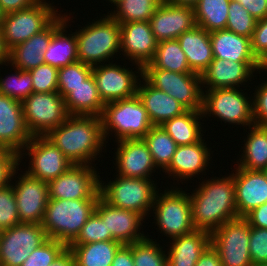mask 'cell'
Returning <instances> with one entry per match:
<instances>
[{
	"instance_id": "1",
	"label": "cell",
	"mask_w": 267,
	"mask_h": 266,
	"mask_svg": "<svg viewBox=\"0 0 267 266\" xmlns=\"http://www.w3.org/2000/svg\"><path fill=\"white\" fill-rule=\"evenodd\" d=\"M195 229L212 233L238 217L233 175L204 180L189 195Z\"/></svg>"
},
{
	"instance_id": "2",
	"label": "cell",
	"mask_w": 267,
	"mask_h": 266,
	"mask_svg": "<svg viewBox=\"0 0 267 266\" xmlns=\"http://www.w3.org/2000/svg\"><path fill=\"white\" fill-rule=\"evenodd\" d=\"M46 137L74 165L93 164L92 161L106 147L101 117L98 116L69 115Z\"/></svg>"
},
{
	"instance_id": "3",
	"label": "cell",
	"mask_w": 267,
	"mask_h": 266,
	"mask_svg": "<svg viewBox=\"0 0 267 266\" xmlns=\"http://www.w3.org/2000/svg\"><path fill=\"white\" fill-rule=\"evenodd\" d=\"M97 201L98 199L49 198L41 223L47 238L69 246L77 238L87 219L94 213Z\"/></svg>"
},
{
	"instance_id": "4",
	"label": "cell",
	"mask_w": 267,
	"mask_h": 266,
	"mask_svg": "<svg viewBox=\"0 0 267 266\" xmlns=\"http://www.w3.org/2000/svg\"><path fill=\"white\" fill-rule=\"evenodd\" d=\"M76 30L78 61L89 66L113 59L120 50V23L108 13L104 18ZM116 53V54H115ZM113 56V57H112Z\"/></svg>"
},
{
	"instance_id": "5",
	"label": "cell",
	"mask_w": 267,
	"mask_h": 266,
	"mask_svg": "<svg viewBox=\"0 0 267 266\" xmlns=\"http://www.w3.org/2000/svg\"><path fill=\"white\" fill-rule=\"evenodd\" d=\"M100 117L105 143H108L106 137L110 136V132L111 135L113 132L119 141L143 138L153 127L147 110L137 95L105 103Z\"/></svg>"
},
{
	"instance_id": "6",
	"label": "cell",
	"mask_w": 267,
	"mask_h": 266,
	"mask_svg": "<svg viewBox=\"0 0 267 266\" xmlns=\"http://www.w3.org/2000/svg\"><path fill=\"white\" fill-rule=\"evenodd\" d=\"M117 176L107 184L100 180L101 197L111 206L135 211L145 218L157 193L153 179Z\"/></svg>"
},
{
	"instance_id": "7",
	"label": "cell",
	"mask_w": 267,
	"mask_h": 266,
	"mask_svg": "<svg viewBox=\"0 0 267 266\" xmlns=\"http://www.w3.org/2000/svg\"><path fill=\"white\" fill-rule=\"evenodd\" d=\"M180 189V190H179ZM182 188L173 187L155 195L153 212L156 224L161 233L170 239L184 236L195 230L192 221L191 203L189 194Z\"/></svg>"
},
{
	"instance_id": "8",
	"label": "cell",
	"mask_w": 267,
	"mask_h": 266,
	"mask_svg": "<svg viewBox=\"0 0 267 266\" xmlns=\"http://www.w3.org/2000/svg\"><path fill=\"white\" fill-rule=\"evenodd\" d=\"M240 88L202 89V113L228 124L254 125L252 99ZM249 99V100H248Z\"/></svg>"
},
{
	"instance_id": "9",
	"label": "cell",
	"mask_w": 267,
	"mask_h": 266,
	"mask_svg": "<svg viewBox=\"0 0 267 266\" xmlns=\"http://www.w3.org/2000/svg\"><path fill=\"white\" fill-rule=\"evenodd\" d=\"M21 105L25 125L32 137L47 136L69 116L64 98L57 91L33 92Z\"/></svg>"
},
{
	"instance_id": "10",
	"label": "cell",
	"mask_w": 267,
	"mask_h": 266,
	"mask_svg": "<svg viewBox=\"0 0 267 266\" xmlns=\"http://www.w3.org/2000/svg\"><path fill=\"white\" fill-rule=\"evenodd\" d=\"M54 6L40 0L29 8L8 13L0 25L4 43L10 50L44 30L59 14Z\"/></svg>"
},
{
	"instance_id": "11",
	"label": "cell",
	"mask_w": 267,
	"mask_h": 266,
	"mask_svg": "<svg viewBox=\"0 0 267 266\" xmlns=\"http://www.w3.org/2000/svg\"><path fill=\"white\" fill-rule=\"evenodd\" d=\"M142 77L154 88L176 99L187 110L202 111L201 75L162 69H142Z\"/></svg>"
},
{
	"instance_id": "12",
	"label": "cell",
	"mask_w": 267,
	"mask_h": 266,
	"mask_svg": "<svg viewBox=\"0 0 267 266\" xmlns=\"http://www.w3.org/2000/svg\"><path fill=\"white\" fill-rule=\"evenodd\" d=\"M250 224L239 217L211 233V245L218 251L222 266H251Z\"/></svg>"
},
{
	"instance_id": "13",
	"label": "cell",
	"mask_w": 267,
	"mask_h": 266,
	"mask_svg": "<svg viewBox=\"0 0 267 266\" xmlns=\"http://www.w3.org/2000/svg\"><path fill=\"white\" fill-rule=\"evenodd\" d=\"M22 152L19 154L20 163L26 153V156L31 157L30 166L25 172L45 182L56 179L74 165L46 136L32 137Z\"/></svg>"
},
{
	"instance_id": "14",
	"label": "cell",
	"mask_w": 267,
	"mask_h": 266,
	"mask_svg": "<svg viewBox=\"0 0 267 266\" xmlns=\"http://www.w3.org/2000/svg\"><path fill=\"white\" fill-rule=\"evenodd\" d=\"M41 224L20 223L0 235V266H21L47 240Z\"/></svg>"
},
{
	"instance_id": "15",
	"label": "cell",
	"mask_w": 267,
	"mask_h": 266,
	"mask_svg": "<svg viewBox=\"0 0 267 266\" xmlns=\"http://www.w3.org/2000/svg\"><path fill=\"white\" fill-rule=\"evenodd\" d=\"M92 165H72L66 172L48 182L52 199H99L100 176Z\"/></svg>"
},
{
	"instance_id": "16",
	"label": "cell",
	"mask_w": 267,
	"mask_h": 266,
	"mask_svg": "<svg viewBox=\"0 0 267 266\" xmlns=\"http://www.w3.org/2000/svg\"><path fill=\"white\" fill-rule=\"evenodd\" d=\"M95 212L105 222L106 241H118L122 245L141 241L147 236L140 232L144 217L135 211L111 206L101 196Z\"/></svg>"
},
{
	"instance_id": "17",
	"label": "cell",
	"mask_w": 267,
	"mask_h": 266,
	"mask_svg": "<svg viewBox=\"0 0 267 266\" xmlns=\"http://www.w3.org/2000/svg\"><path fill=\"white\" fill-rule=\"evenodd\" d=\"M157 44L149 21L120 23V51L138 66L135 73L140 77L142 68L154 58Z\"/></svg>"
},
{
	"instance_id": "18",
	"label": "cell",
	"mask_w": 267,
	"mask_h": 266,
	"mask_svg": "<svg viewBox=\"0 0 267 266\" xmlns=\"http://www.w3.org/2000/svg\"><path fill=\"white\" fill-rule=\"evenodd\" d=\"M92 75L104 103L136 96L140 78L126 66L101 63L93 66Z\"/></svg>"
},
{
	"instance_id": "19",
	"label": "cell",
	"mask_w": 267,
	"mask_h": 266,
	"mask_svg": "<svg viewBox=\"0 0 267 266\" xmlns=\"http://www.w3.org/2000/svg\"><path fill=\"white\" fill-rule=\"evenodd\" d=\"M12 187L21 223L41 224L49 200L48 182L29 176L26 172Z\"/></svg>"
},
{
	"instance_id": "20",
	"label": "cell",
	"mask_w": 267,
	"mask_h": 266,
	"mask_svg": "<svg viewBox=\"0 0 267 266\" xmlns=\"http://www.w3.org/2000/svg\"><path fill=\"white\" fill-rule=\"evenodd\" d=\"M264 70L260 62H235L213 58L209 67L201 74V86L205 89L240 88L254 77V71ZM245 82V83H244ZM206 85V86H204Z\"/></svg>"
},
{
	"instance_id": "21",
	"label": "cell",
	"mask_w": 267,
	"mask_h": 266,
	"mask_svg": "<svg viewBox=\"0 0 267 266\" xmlns=\"http://www.w3.org/2000/svg\"><path fill=\"white\" fill-rule=\"evenodd\" d=\"M155 39H177L181 34L193 29L195 21L194 8L161 2L149 20Z\"/></svg>"
},
{
	"instance_id": "22",
	"label": "cell",
	"mask_w": 267,
	"mask_h": 266,
	"mask_svg": "<svg viewBox=\"0 0 267 266\" xmlns=\"http://www.w3.org/2000/svg\"><path fill=\"white\" fill-rule=\"evenodd\" d=\"M31 138L25 125L21 102L0 94V147L19 155Z\"/></svg>"
},
{
	"instance_id": "23",
	"label": "cell",
	"mask_w": 267,
	"mask_h": 266,
	"mask_svg": "<svg viewBox=\"0 0 267 266\" xmlns=\"http://www.w3.org/2000/svg\"><path fill=\"white\" fill-rule=\"evenodd\" d=\"M116 142L118 147L114 159L117 164L115 168L118 170L117 175L151 179V174L157 167L144 140L142 138L122 139Z\"/></svg>"
},
{
	"instance_id": "24",
	"label": "cell",
	"mask_w": 267,
	"mask_h": 266,
	"mask_svg": "<svg viewBox=\"0 0 267 266\" xmlns=\"http://www.w3.org/2000/svg\"><path fill=\"white\" fill-rule=\"evenodd\" d=\"M232 175L238 217L267 202V179L263 171L236 167Z\"/></svg>"
},
{
	"instance_id": "25",
	"label": "cell",
	"mask_w": 267,
	"mask_h": 266,
	"mask_svg": "<svg viewBox=\"0 0 267 266\" xmlns=\"http://www.w3.org/2000/svg\"><path fill=\"white\" fill-rule=\"evenodd\" d=\"M204 141L202 139L198 143L178 146L171 163L164 172L176 180L182 179L181 181L192 179L198 173L203 174L212 158L210 157L212 153Z\"/></svg>"
},
{
	"instance_id": "26",
	"label": "cell",
	"mask_w": 267,
	"mask_h": 266,
	"mask_svg": "<svg viewBox=\"0 0 267 266\" xmlns=\"http://www.w3.org/2000/svg\"><path fill=\"white\" fill-rule=\"evenodd\" d=\"M141 78L144 82L142 83L140 79L136 95L147 110L153 126H160L165 121L180 116L187 111L176 99L154 88L143 77Z\"/></svg>"
},
{
	"instance_id": "27",
	"label": "cell",
	"mask_w": 267,
	"mask_h": 266,
	"mask_svg": "<svg viewBox=\"0 0 267 266\" xmlns=\"http://www.w3.org/2000/svg\"><path fill=\"white\" fill-rule=\"evenodd\" d=\"M54 35V20L42 31L9 50L8 64L22 71H30L44 64L43 54Z\"/></svg>"
},
{
	"instance_id": "28",
	"label": "cell",
	"mask_w": 267,
	"mask_h": 266,
	"mask_svg": "<svg viewBox=\"0 0 267 266\" xmlns=\"http://www.w3.org/2000/svg\"><path fill=\"white\" fill-rule=\"evenodd\" d=\"M70 16L59 14L54 19V35L43 54L44 64H49L57 69L78 61L77 38L75 32L65 34Z\"/></svg>"
},
{
	"instance_id": "29",
	"label": "cell",
	"mask_w": 267,
	"mask_h": 266,
	"mask_svg": "<svg viewBox=\"0 0 267 266\" xmlns=\"http://www.w3.org/2000/svg\"><path fill=\"white\" fill-rule=\"evenodd\" d=\"M172 240L167 252V266H195L201 254L211 244V233L195 229Z\"/></svg>"
},
{
	"instance_id": "30",
	"label": "cell",
	"mask_w": 267,
	"mask_h": 266,
	"mask_svg": "<svg viewBox=\"0 0 267 266\" xmlns=\"http://www.w3.org/2000/svg\"><path fill=\"white\" fill-rule=\"evenodd\" d=\"M193 73L201 75L213 60L210 32L200 26L184 32L177 38Z\"/></svg>"
},
{
	"instance_id": "31",
	"label": "cell",
	"mask_w": 267,
	"mask_h": 266,
	"mask_svg": "<svg viewBox=\"0 0 267 266\" xmlns=\"http://www.w3.org/2000/svg\"><path fill=\"white\" fill-rule=\"evenodd\" d=\"M214 58L235 62H259L251 49V38L235 34L227 29L210 32Z\"/></svg>"
},
{
	"instance_id": "32",
	"label": "cell",
	"mask_w": 267,
	"mask_h": 266,
	"mask_svg": "<svg viewBox=\"0 0 267 266\" xmlns=\"http://www.w3.org/2000/svg\"><path fill=\"white\" fill-rule=\"evenodd\" d=\"M64 101L69 115L100 117L105 106L98 93L93 75L77 87L71 88V92L64 98Z\"/></svg>"
},
{
	"instance_id": "33",
	"label": "cell",
	"mask_w": 267,
	"mask_h": 266,
	"mask_svg": "<svg viewBox=\"0 0 267 266\" xmlns=\"http://www.w3.org/2000/svg\"><path fill=\"white\" fill-rule=\"evenodd\" d=\"M202 111L187 110L182 115L165 121L161 127L169 134L178 146L198 143L202 140L203 130L200 119Z\"/></svg>"
},
{
	"instance_id": "34",
	"label": "cell",
	"mask_w": 267,
	"mask_h": 266,
	"mask_svg": "<svg viewBox=\"0 0 267 266\" xmlns=\"http://www.w3.org/2000/svg\"><path fill=\"white\" fill-rule=\"evenodd\" d=\"M242 157L237 161V167L245 170H259L267 168V126L252 125L248 127Z\"/></svg>"
},
{
	"instance_id": "35",
	"label": "cell",
	"mask_w": 267,
	"mask_h": 266,
	"mask_svg": "<svg viewBox=\"0 0 267 266\" xmlns=\"http://www.w3.org/2000/svg\"><path fill=\"white\" fill-rule=\"evenodd\" d=\"M122 246L118 241L70 244L75 266H111L115 253Z\"/></svg>"
},
{
	"instance_id": "36",
	"label": "cell",
	"mask_w": 267,
	"mask_h": 266,
	"mask_svg": "<svg viewBox=\"0 0 267 266\" xmlns=\"http://www.w3.org/2000/svg\"><path fill=\"white\" fill-rule=\"evenodd\" d=\"M142 69H162L177 73H193L177 39L159 41L154 58Z\"/></svg>"
},
{
	"instance_id": "37",
	"label": "cell",
	"mask_w": 267,
	"mask_h": 266,
	"mask_svg": "<svg viewBox=\"0 0 267 266\" xmlns=\"http://www.w3.org/2000/svg\"><path fill=\"white\" fill-rule=\"evenodd\" d=\"M231 0H199L194 6L197 26L208 32L226 28Z\"/></svg>"
},
{
	"instance_id": "38",
	"label": "cell",
	"mask_w": 267,
	"mask_h": 266,
	"mask_svg": "<svg viewBox=\"0 0 267 266\" xmlns=\"http://www.w3.org/2000/svg\"><path fill=\"white\" fill-rule=\"evenodd\" d=\"M146 143L156 167L164 171L172 161L178 147L169 134L160 126H153L142 138Z\"/></svg>"
},
{
	"instance_id": "39",
	"label": "cell",
	"mask_w": 267,
	"mask_h": 266,
	"mask_svg": "<svg viewBox=\"0 0 267 266\" xmlns=\"http://www.w3.org/2000/svg\"><path fill=\"white\" fill-rule=\"evenodd\" d=\"M163 0H120L109 15L119 23L149 21Z\"/></svg>"
},
{
	"instance_id": "40",
	"label": "cell",
	"mask_w": 267,
	"mask_h": 266,
	"mask_svg": "<svg viewBox=\"0 0 267 266\" xmlns=\"http://www.w3.org/2000/svg\"><path fill=\"white\" fill-rule=\"evenodd\" d=\"M132 249L135 266H167V254L162 246L148 236L128 245Z\"/></svg>"
},
{
	"instance_id": "41",
	"label": "cell",
	"mask_w": 267,
	"mask_h": 266,
	"mask_svg": "<svg viewBox=\"0 0 267 266\" xmlns=\"http://www.w3.org/2000/svg\"><path fill=\"white\" fill-rule=\"evenodd\" d=\"M92 70V66L83 64L81 61L59 68L57 92L65 98L71 92V88L82 84L92 75Z\"/></svg>"
},
{
	"instance_id": "42",
	"label": "cell",
	"mask_w": 267,
	"mask_h": 266,
	"mask_svg": "<svg viewBox=\"0 0 267 266\" xmlns=\"http://www.w3.org/2000/svg\"><path fill=\"white\" fill-rule=\"evenodd\" d=\"M32 93V76L29 71L15 68V73L5 79L0 76V94L22 102Z\"/></svg>"
},
{
	"instance_id": "43",
	"label": "cell",
	"mask_w": 267,
	"mask_h": 266,
	"mask_svg": "<svg viewBox=\"0 0 267 266\" xmlns=\"http://www.w3.org/2000/svg\"><path fill=\"white\" fill-rule=\"evenodd\" d=\"M257 20L248 12L242 4L237 1H230L226 28L235 34L251 38Z\"/></svg>"
},
{
	"instance_id": "44",
	"label": "cell",
	"mask_w": 267,
	"mask_h": 266,
	"mask_svg": "<svg viewBox=\"0 0 267 266\" xmlns=\"http://www.w3.org/2000/svg\"><path fill=\"white\" fill-rule=\"evenodd\" d=\"M67 248L68 246L63 242L48 238L30 254L21 266H49Z\"/></svg>"
},
{
	"instance_id": "45",
	"label": "cell",
	"mask_w": 267,
	"mask_h": 266,
	"mask_svg": "<svg viewBox=\"0 0 267 266\" xmlns=\"http://www.w3.org/2000/svg\"><path fill=\"white\" fill-rule=\"evenodd\" d=\"M12 183L0 188V231L21 223Z\"/></svg>"
},
{
	"instance_id": "46",
	"label": "cell",
	"mask_w": 267,
	"mask_h": 266,
	"mask_svg": "<svg viewBox=\"0 0 267 266\" xmlns=\"http://www.w3.org/2000/svg\"><path fill=\"white\" fill-rule=\"evenodd\" d=\"M32 76L33 92L48 93L57 91L58 69L42 64L29 71Z\"/></svg>"
},
{
	"instance_id": "47",
	"label": "cell",
	"mask_w": 267,
	"mask_h": 266,
	"mask_svg": "<svg viewBox=\"0 0 267 266\" xmlns=\"http://www.w3.org/2000/svg\"><path fill=\"white\" fill-rule=\"evenodd\" d=\"M100 241H106V227L105 222H102L100 216L94 211L71 244H86Z\"/></svg>"
},
{
	"instance_id": "48",
	"label": "cell",
	"mask_w": 267,
	"mask_h": 266,
	"mask_svg": "<svg viewBox=\"0 0 267 266\" xmlns=\"http://www.w3.org/2000/svg\"><path fill=\"white\" fill-rule=\"evenodd\" d=\"M249 252L252 264H267V229L251 227Z\"/></svg>"
},
{
	"instance_id": "49",
	"label": "cell",
	"mask_w": 267,
	"mask_h": 266,
	"mask_svg": "<svg viewBox=\"0 0 267 266\" xmlns=\"http://www.w3.org/2000/svg\"><path fill=\"white\" fill-rule=\"evenodd\" d=\"M18 165H20L19 155L12 150L0 147V188L9 185L11 179L17 177Z\"/></svg>"
},
{
	"instance_id": "50",
	"label": "cell",
	"mask_w": 267,
	"mask_h": 266,
	"mask_svg": "<svg viewBox=\"0 0 267 266\" xmlns=\"http://www.w3.org/2000/svg\"><path fill=\"white\" fill-rule=\"evenodd\" d=\"M251 49L256 59L263 65L267 61V17L256 22L251 37Z\"/></svg>"
},
{
	"instance_id": "51",
	"label": "cell",
	"mask_w": 267,
	"mask_h": 266,
	"mask_svg": "<svg viewBox=\"0 0 267 266\" xmlns=\"http://www.w3.org/2000/svg\"><path fill=\"white\" fill-rule=\"evenodd\" d=\"M255 89L252 96L254 124L267 126V78Z\"/></svg>"
},
{
	"instance_id": "52",
	"label": "cell",
	"mask_w": 267,
	"mask_h": 266,
	"mask_svg": "<svg viewBox=\"0 0 267 266\" xmlns=\"http://www.w3.org/2000/svg\"><path fill=\"white\" fill-rule=\"evenodd\" d=\"M250 227L267 229V202L254 208L243 217Z\"/></svg>"
},
{
	"instance_id": "53",
	"label": "cell",
	"mask_w": 267,
	"mask_h": 266,
	"mask_svg": "<svg viewBox=\"0 0 267 266\" xmlns=\"http://www.w3.org/2000/svg\"><path fill=\"white\" fill-rule=\"evenodd\" d=\"M237 1L248 10L258 21L267 17V0H233Z\"/></svg>"
},
{
	"instance_id": "54",
	"label": "cell",
	"mask_w": 267,
	"mask_h": 266,
	"mask_svg": "<svg viewBox=\"0 0 267 266\" xmlns=\"http://www.w3.org/2000/svg\"><path fill=\"white\" fill-rule=\"evenodd\" d=\"M39 1L40 0H0V7L6 15L29 8Z\"/></svg>"
},
{
	"instance_id": "55",
	"label": "cell",
	"mask_w": 267,
	"mask_h": 266,
	"mask_svg": "<svg viewBox=\"0 0 267 266\" xmlns=\"http://www.w3.org/2000/svg\"><path fill=\"white\" fill-rule=\"evenodd\" d=\"M195 266H222L218 251L210 244Z\"/></svg>"
},
{
	"instance_id": "56",
	"label": "cell",
	"mask_w": 267,
	"mask_h": 266,
	"mask_svg": "<svg viewBox=\"0 0 267 266\" xmlns=\"http://www.w3.org/2000/svg\"><path fill=\"white\" fill-rule=\"evenodd\" d=\"M111 266H135L132 249L128 245H122L115 253Z\"/></svg>"
},
{
	"instance_id": "57",
	"label": "cell",
	"mask_w": 267,
	"mask_h": 266,
	"mask_svg": "<svg viewBox=\"0 0 267 266\" xmlns=\"http://www.w3.org/2000/svg\"><path fill=\"white\" fill-rule=\"evenodd\" d=\"M49 266H75L74 256L67 248L54 262Z\"/></svg>"
},
{
	"instance_id": "58",
	"label": "cell",
	"mask_w": 267,
	"mask_h": 266,
	"mask_svg": "<svg viewBox=\"0 0 267 266\" xmlns=\"http://www.w3.org/2000/svg\"><path fill=\"white\" fill-rule=\"evenodd\" d=\"M9 49L4 43V37L0 28V65H6L8 63Z\"/></svg>"
},
{
	"instance_id": "59",
	"label": "cell",
	"mask_w": 267,
	"mask_h": 266,
	"mask_svg": "<svg viewBox=\"0 0 267 266\" xmlns=\"http://www.w3.org/2000/svg\"><path fill=\"white\" fill-rule=\"evenodd\" d=\"M166 3L173 5H183L193 7L199 0H163Z\"/></svg>"
},
{
	"instance_id": "60",
	"label": "cell",
	"mask_w": 267,
	"mask_h": 266,
	"mask_svg": "<svg viewBox=\"0 0 267 266\" xmlns=\"http://www.w3.org/2000/svg\"><path fill=\"white\" fill-rule=\"evenodd\" d=\"M4 16H5V14L3 13V11H2V9L0 7V25L3 22V20H4Z\"/></svg>"
},
{
	"instance_id": "61",
	"label": "cell",
	"mask_w": 267,
	"mask_h": 266,
	"mask_svg": "<svg viewBox=\"0 0 267 266\" xmlns=\"http://www.w3.org/2000/svg\"><path fill=\"white\" fill-rule=\"evenodd\" d=\"M107 1H109L112 5H115L118 1H120V0H107Z\"/></svg>"
},
{
	"instance_id": "62",
	"label": "cell",
	"mask_w": 267,
	"mask_h": 266,
	"mask_svg": "<svg viewBox=\"0 0 267 266\" xmlns=\"http://www.w3.org/2000/svg\"><path fill=\"white\" fill-rule=\"evenodd\" d=\"M251 266H267V264H251Z\"/></svg>"
},
{
	"instance_id": "63",
	"label": "cell",
	"mask_w": 267,
	"mask_h": 266,
	"mask_svg": "<svg viewBox=\"0 0 267 266\" xmlns=\"http://www.w3.org/2000/svg\"><path fill=\"white\" fill-rule=\"evenodd\" d=\"M264 71L266 72L267 70V61L263 64Z\"/></svg>"
},
{
	"instance_id": "64",
	"label": "cell",
	"mask_w": 267,
	"mask_h": 266,
	"mask_svg": "<svg viewBox=\"0 0 267 266\" xmlns=\"http://www.w3.org/2000/svg\"><path fill=\"white\" fill-rule=\"evenodd\" d=\"M262 171H263V173H264V175H265V177L267 179V168L266 169H263Z\"/></svg>"
}]
</instances>
